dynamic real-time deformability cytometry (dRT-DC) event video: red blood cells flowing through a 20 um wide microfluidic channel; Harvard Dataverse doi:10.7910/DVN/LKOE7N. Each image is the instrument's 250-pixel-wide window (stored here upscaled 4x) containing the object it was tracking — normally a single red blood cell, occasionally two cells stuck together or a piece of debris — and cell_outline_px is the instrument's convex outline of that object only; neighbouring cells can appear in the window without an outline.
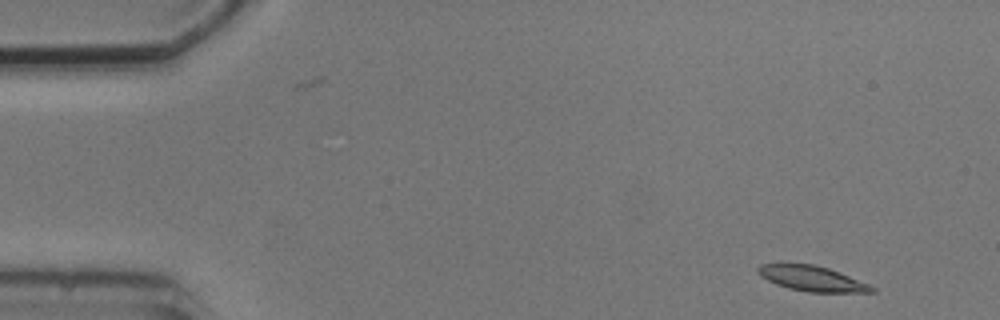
{"species": "common noctule bat (a hibernating species)", "species_latin": "Nyctalus noctula", "temperature_condition": "cold", "stored_images_in_passage": 4, "segment_of_instrument_passage": [1, 2], "camera_frame_rate_fps": 3000, "um_per_image_px": 0.085, "animal": {"sex": "male", "body_mass_g": 20.5, "forearm_length_mm": 52.5}, "frame": {"image": 1, "passage_image": 1, "time_ms": 0.0, "image_size_px": [1000, 320], "cell_outline_px": [[876, 292], [808, 292], [788, 288], [776, 284], [760, 276], [756, 272], [756, 268], [760, 264], [812, 264], [828, 268], [868, 284], [876, 288]], "centroid_in_image_um": [68.98, 23.68], "position_along_channel_um": 16.0, "area_um2": 16.53}}